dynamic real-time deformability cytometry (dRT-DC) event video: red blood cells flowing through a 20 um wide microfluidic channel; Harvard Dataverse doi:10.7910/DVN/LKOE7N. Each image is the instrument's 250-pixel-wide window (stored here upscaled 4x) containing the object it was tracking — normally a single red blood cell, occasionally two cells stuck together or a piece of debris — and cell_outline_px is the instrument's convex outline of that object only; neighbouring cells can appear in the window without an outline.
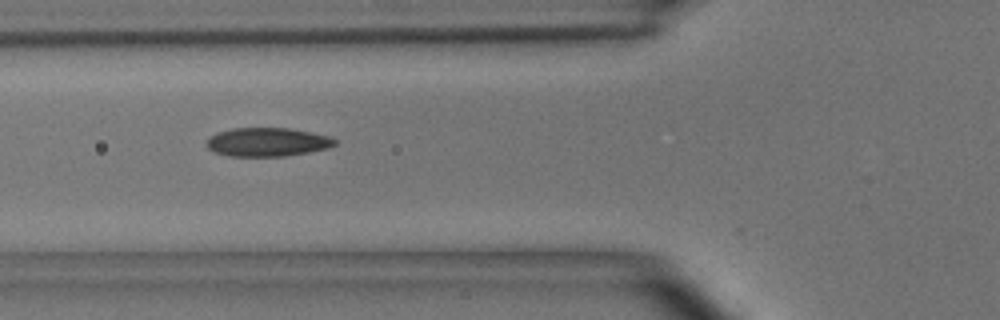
{"species": "common noctule bat (a hibernating species)", "species_latin": "Nyctalus noctula", "temperature_condition": "room temperature", "stored_images_in_passage": 4, "camera_frame_rate_fps": 3000, "um_per_image_px": 0.085, "animal": {"sex": "male", "body_mass_g": 15.6}, "frame": {"image": 1, "passage_image": 3, "time_ms": 2.333, "image_size_px": [1000, 320], "cell_outline_px": [[336, 144], [328, 148], [308, 152], [284, 156], [228, 156], [212, 152], [204, 144], [216, 132], [232, 128], [288, 128], [332, 136], [336, 140]], "centroid_in_image_um": [22.7, 12.07], "position_along_channel_um": 103.1, "area_um2": 21.56}}